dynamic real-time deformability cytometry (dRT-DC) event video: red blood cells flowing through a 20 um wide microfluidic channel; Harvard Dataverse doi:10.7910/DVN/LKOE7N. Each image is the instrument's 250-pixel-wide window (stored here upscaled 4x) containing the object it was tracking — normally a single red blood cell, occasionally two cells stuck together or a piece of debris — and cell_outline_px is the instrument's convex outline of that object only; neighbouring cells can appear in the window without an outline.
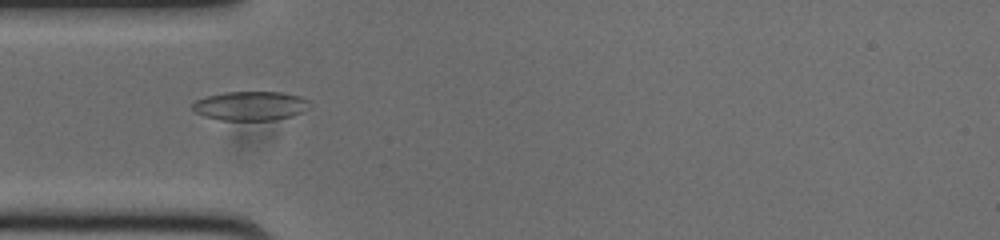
{"species": "common noctule bat (a hibernating species)", "species_latin": "Nyctalus noctula", "temperature_condition": "cold", "stored_images_in_passage": 44, "camera_frame_rate_fps": 3000, "um_per_image_px": 0.085, "animal": {"sex": "male", "body_mass_g": 20.0, "forearm_length_mm": 53.3}, "frame": {"image": 1, "passage_image": 6, "time_ms": 1.667, "image_size_px": [1000, 240], "cell_outline_px": [[308, 108], [292, 116], [272, 120], [220, 120], [204, 116], [196, 112], [192, 108], [192, 104], [196, 100], [208, 96], [224, 92], [284, 92], [300, 96], [308, 100]], "centroid_in_image_um": [21.28, 8.99], "position_along_channel_um": 63.7, "area_um2": 19.77}}
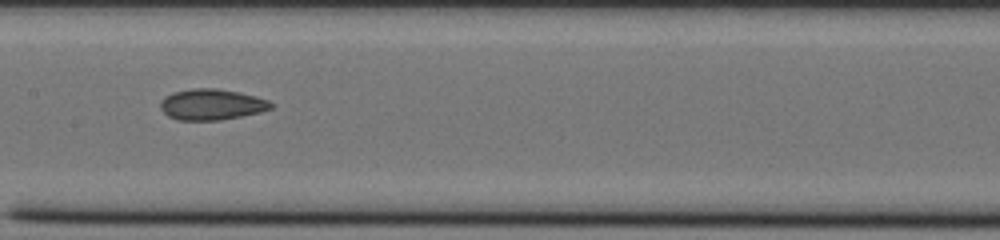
{"frame": {"image": 2, "passage_image": 16, "time_ms": 5.0, "image_size_px": [1000, 240], "cell_outline_px": [[272, 108], [260, 112], [220, 120], [176, 120], [168, 116], [160, 108], [160, 100], [164, 96], [172, 92], [192, 88], [216, 88], [240, 92], [256, 96], [268, 100], [272, 104]], "centroid_in_image_um": [17.95, 8.87], "position_along_channel_um": 189.5, "area_um2": 20.06}}
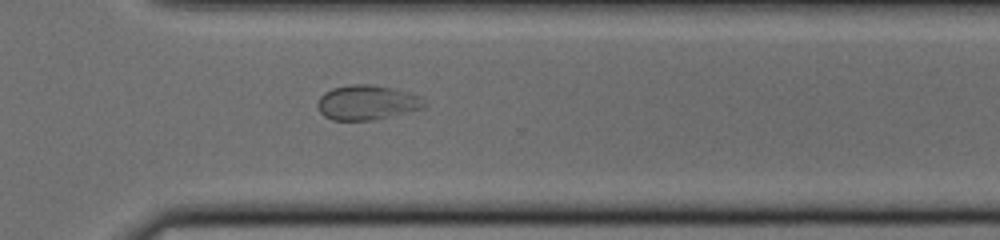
{"frame": {"image": 3, "passage_image": 28, "time_ms": 9.0, "image_size_px": [1000, 240], "cell_outline_px": [[428, 104], [424, 108], [388, 116], [368, 120], [332, 120], [324, 116], [320, 112], [316, 104], [320, 96], [324, 92], [332, 88], [352, 84], [372, 84], [392, 88], [420, 96]], "centroid_in_image_um": [31.16, 8.7], "position_along_channel_um": 339.4, "area_um2": 21.5}, "authors_computed_cell_mechanics": {"area_um2": 19.9699, "velocity_mm_per_s": 3.7508, "shape_relaxation_time_tau1_ms": null, "shape_relaxation_time_tau2_ms": 1.8623, "deformation_change_tau1": null, "deformation_change_tau2": 0.0654}}